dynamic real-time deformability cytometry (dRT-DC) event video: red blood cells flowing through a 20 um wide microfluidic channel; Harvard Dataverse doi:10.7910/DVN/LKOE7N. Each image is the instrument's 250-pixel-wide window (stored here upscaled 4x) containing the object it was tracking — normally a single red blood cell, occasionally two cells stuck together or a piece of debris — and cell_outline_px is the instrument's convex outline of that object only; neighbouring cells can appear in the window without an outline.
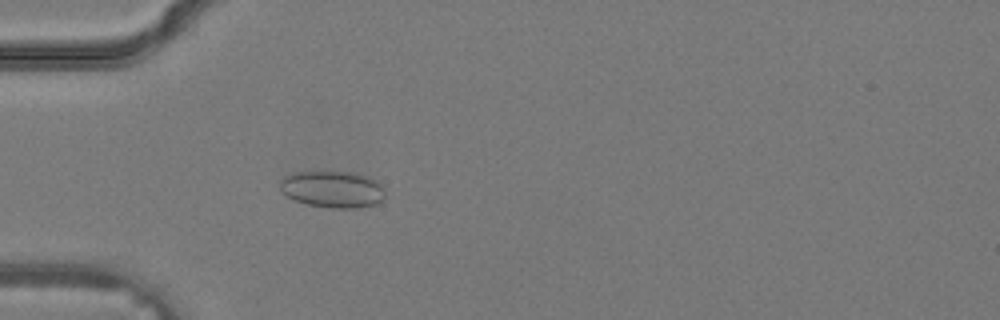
{"species": "common noctule bat (a hibernating species)", "species_latin": "Nyctalus noctula", "temperature_condition": "warm", "stored_images_in_passage": 36, "camera_frame_rate_fps": 3000, "um_per_image_px": 0.085, "animal": {"sex": "male", "body_mass_g": 19.2, "forearm_length_mm": 51.8}, "frame": {"image": 1, "passage_image": 12, "time_ms": 3.667, "image_size_px": [1000, 320], "cell_outline_px": [[384, 196], [376, 204], [356, 208], [332, 208], [308, 204], [296, 200], [288, 196], [280, 188], [280, 180], [284, 176], [296, 172], [348, 172], [368, 176], [376, 180], [384, 188]], "centroid_in_image_um": [28.28, 16.08], "position_along_channel_um": 56.7, "area_um2": 22.25}}
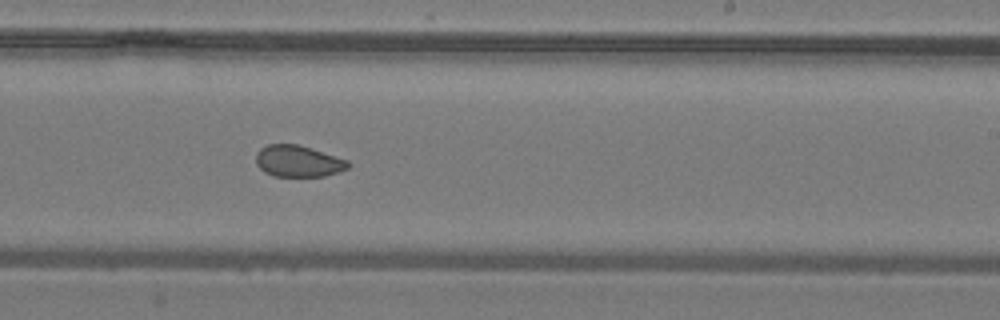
{"frame": {"image": 2, "passage_image": 23, "time_ms": 7.333, "image_size_px": [1000, 320], "cell_outline_px": [[352, 164], [348, 168], [340, 172], [324, 176], [272, 176], [264, 172], [256, 164], [256, 152], [260, 148], [268, 144], [296, 144], [312, 148], [348, 160]], "centroid_in_image_um": [25.35, 13.7], "position_along_channel_um": 263.6, "area_um2": 17.11}}
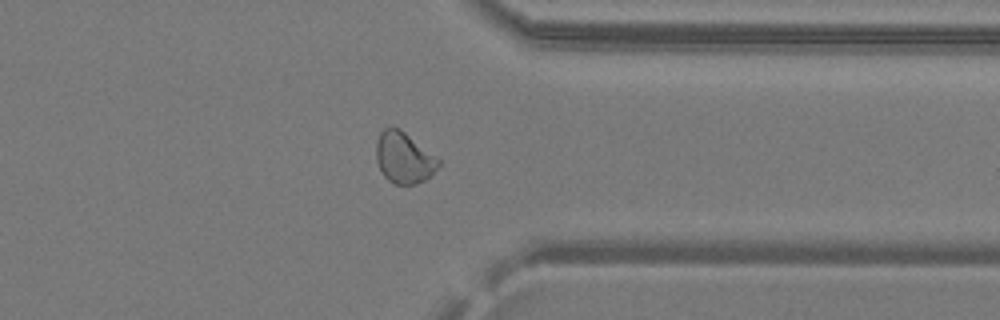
{"frame": {"image": 3, "passage_image": 29, "time_ms": 9.333, "image_size_px": [1000, 320], "cell_outline_px": [[440, 164], [424, 180], [416, 184], [396, 184], [388, 180], [384, 176], [376, 160], [376, 140], [380, 132], [384, 128], [400, 128], [440, 160]], "centroid_in_image_um": [34.3, 13.4], "position_along_channel_um": 377.1, "area_um2": 18.26}}